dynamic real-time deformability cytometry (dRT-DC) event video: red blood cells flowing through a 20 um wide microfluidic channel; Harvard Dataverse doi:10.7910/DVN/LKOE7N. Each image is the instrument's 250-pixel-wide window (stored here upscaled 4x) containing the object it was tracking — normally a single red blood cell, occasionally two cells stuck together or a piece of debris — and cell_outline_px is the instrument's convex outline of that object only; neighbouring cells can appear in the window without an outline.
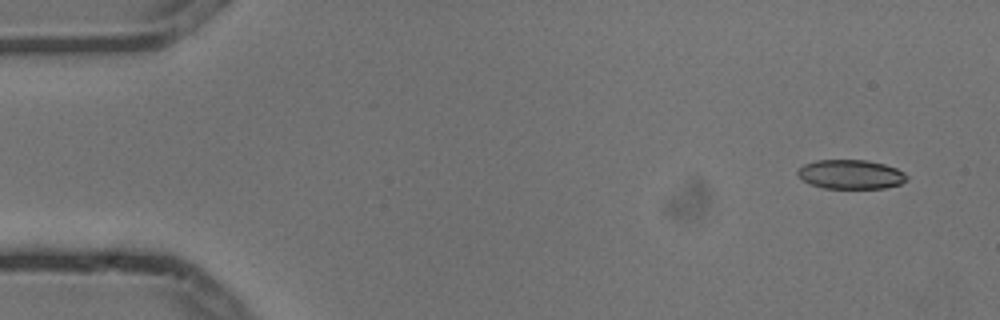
{"species": "common noctule bat (a hibernating species)", "species_latin": "Nyctalus noctula", "temperature_condition": "cold", "stored_images_in_passage": 8, "camera_frame_rate_fps": 3000, "um_per_image_px": 0.085, "animal": {"sex": "male", "body_mass_g": 13.3}, "frame": {"image": 1, "passage_image": 1, "time_ms": 0.0, "image_size_px": [1000, 320], "cell_outline_px": [[908, 180], [900, 184], [884, 188], [824, 188], [812, 184], [804, 180], [796, 172], [804, 164], [816, 160], [868, 160], [884, 164], [896, 168], [904, 172], [908, 176]], "centroid_in_image_um": [72.36, 14.81], "position_along_channel_um": 12.6, "area_um2": 18.5}}
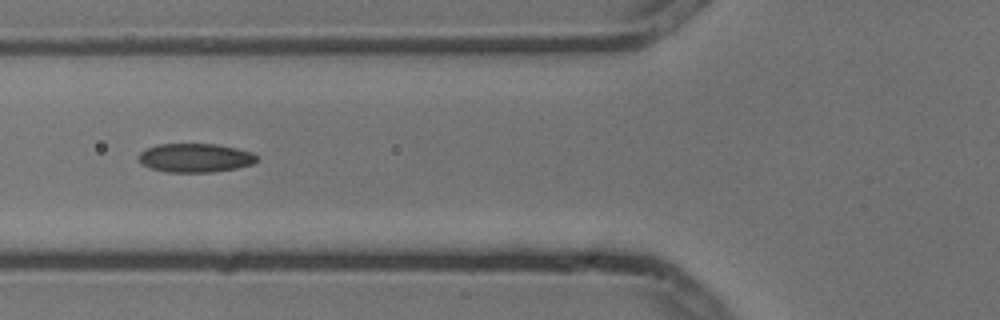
{"frame": {"image": 2, "passage_image": 6, "time_ms": 1.667, "image_size_px": [1000, 320], "cell_outline_px": [[256, 160], [252, 164], [236, 168], [212, 172], [168, 172], [152, 168], [140, 164], [136, 156], [144, 148], [160, 144], [216, 144], [236, 148], [252, 152], [256, 156]], "centroid_in_image_um": [16.53, 13.41], "position_along_channel_um": 109.3, "area_um2": 19.88}}
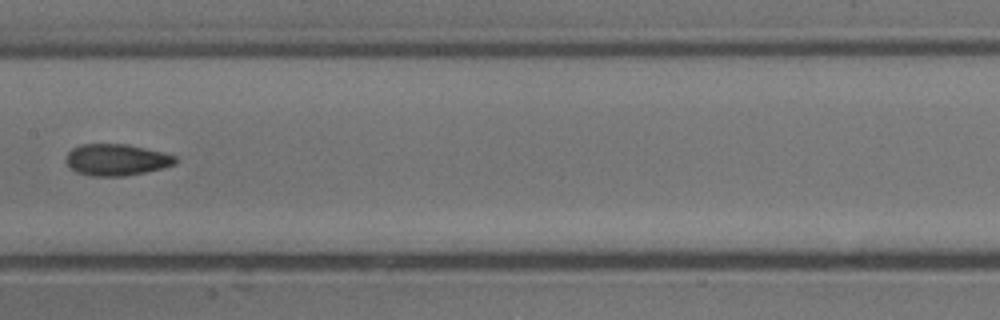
{"frame": {"image": 3, "passage_image": 8, "time_ms": 2.333, "image_size_px": [1000, 320], "cell_outline_px": [[180, 160], [176, 164], [164, 168], [124, 176], [92, 176], [76, 172], [68, 168], [64, 160], [68, 152], [72, 148], [80, 144], [128, 144], [164, 152], [176, 156]], "centroid_in_image_um": [9.9, 13.58], "position_along_channel_um": 197.5, "area_um2": 20.52}}